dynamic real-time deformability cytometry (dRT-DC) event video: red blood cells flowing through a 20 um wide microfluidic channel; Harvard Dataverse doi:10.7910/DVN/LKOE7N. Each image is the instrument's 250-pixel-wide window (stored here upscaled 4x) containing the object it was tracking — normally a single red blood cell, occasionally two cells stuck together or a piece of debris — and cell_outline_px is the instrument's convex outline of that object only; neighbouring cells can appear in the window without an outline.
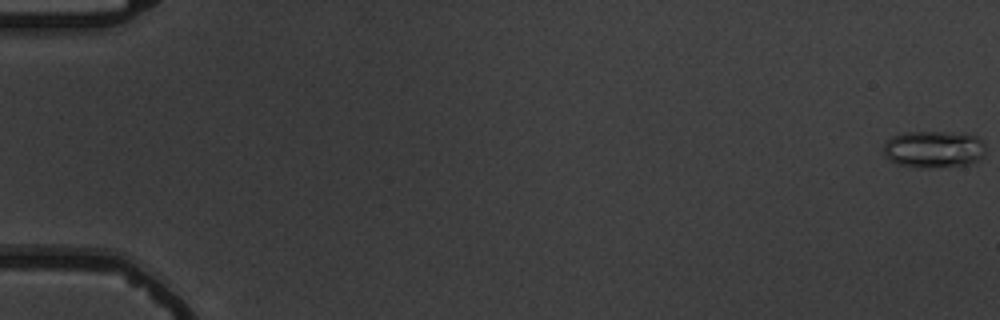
{"species": "common noctule bat (a hibernating species)", "species_latin": "Nyctalus noctula", "temperature_condition": "warm", "stored_images_in_passage": 6, "camera_frame_rate_fps": 3000, "um_per_image_px": 0.085, "animal": {"sex": "male", "body_mass_g": 19.5, "forearm_length_mm": 54.6}, "frame": {"image": 1, "passage_image": 1, "time_ms": 0.0, "image_size_px": [1000, 320], "cell_outline_px": [[984, 156], [968, 164], [928, 168], [916, 168], [896, 164], [884, 152], [884, 144], [892, 136], [904, 132], [964, 132], [976, 136], [984, 140]], "centroid_in_image_um": [79.4, 12.67], "position_along_channel_um": 5.6, "area_um2": 22.2}}